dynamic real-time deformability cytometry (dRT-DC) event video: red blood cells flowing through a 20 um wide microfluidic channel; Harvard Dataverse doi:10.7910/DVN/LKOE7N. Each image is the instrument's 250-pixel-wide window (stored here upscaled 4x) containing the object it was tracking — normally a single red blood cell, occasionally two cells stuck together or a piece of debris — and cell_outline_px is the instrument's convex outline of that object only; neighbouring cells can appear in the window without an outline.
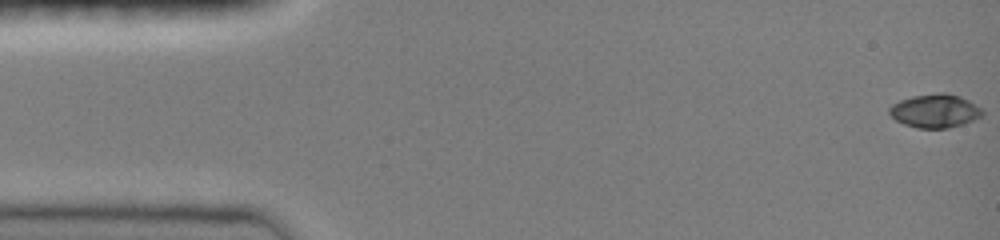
{"species": "common noctule bat (a hibernating species)", "species_latin": "Nyctalus noctula", "temperature_condition": "room temperature", "stored_images_in_passage": 12, "camera_frame_rate_fps": 3000, "um_per_image_px": 0.085, "animal": {"sex": "female", "body_mass_g": 19.0, "forearm_length_mm": 51.5}, "frame": {"image": 1, "passage_image": 1, "time_ms": 0.0, "image_size_px": [1000, 240], "cell_outline_px": [[984, 112], [980, 116], [972, 120], [948, 128], [916, 128], [904, 124], [896, 120], [888, 112], [888, 108], [892, 104], [900, 100], [912, 96], [940, 92], [944, 92], [960, 96], [968, 100], [980, 108]], "centroid_in_image_um": [79.43, 9.41], "position_along_channel_um": 5.6, "area_um2": 18.03}}
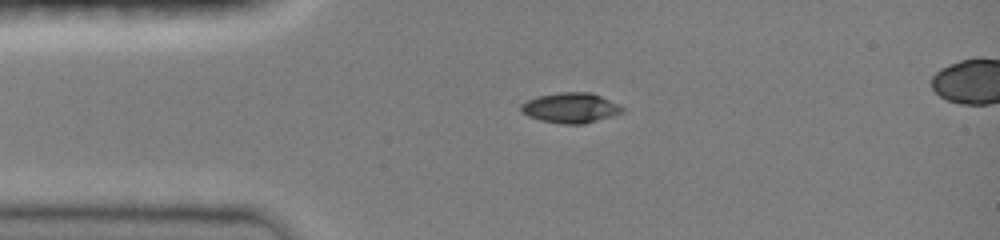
{"frame": {"image": 2, "passage_image": 7, "time_ms": 2.0, "image_size_px": [1000, 240], "cell_outline_px": [[624, 112], [612, 116], [584, 124], [560, 124], [540, 120], [528, 116], [520, 112], [520, 104], [536, 96], [560, 92], [592, 92], [620, 104], [624, 108]], "centroid_in_image_um": [48.5, 9.16], "position_along_channel_um": 36.5, "area_um2": 18.09}}
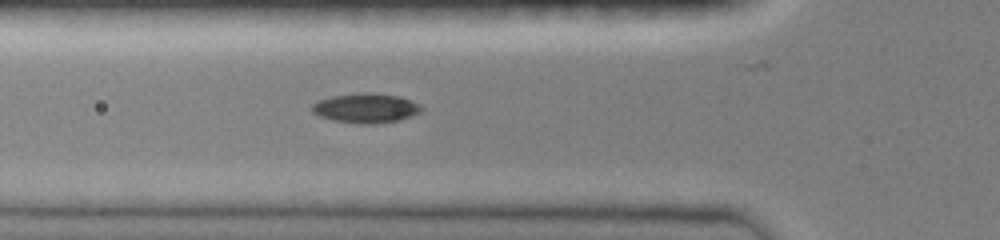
{"frame": {"image": 3, "passage_image": 11, "time_ms": 3.333, "image_size_px": [1000, 240], "cell_outline_px": [[424, 108], [420, 112], [400, 120], [376, 124], [360, 124], [332, 120], [320, 116], [312, 112], [312, 104], [320, 100], [332, 96], [364, 92], [368, 92], [396, 96], [420, 104]], "centroid_in_image_um": [31.09, 9.2], "position_along_channel_um": 94.7, "area_um2": 18.73}}